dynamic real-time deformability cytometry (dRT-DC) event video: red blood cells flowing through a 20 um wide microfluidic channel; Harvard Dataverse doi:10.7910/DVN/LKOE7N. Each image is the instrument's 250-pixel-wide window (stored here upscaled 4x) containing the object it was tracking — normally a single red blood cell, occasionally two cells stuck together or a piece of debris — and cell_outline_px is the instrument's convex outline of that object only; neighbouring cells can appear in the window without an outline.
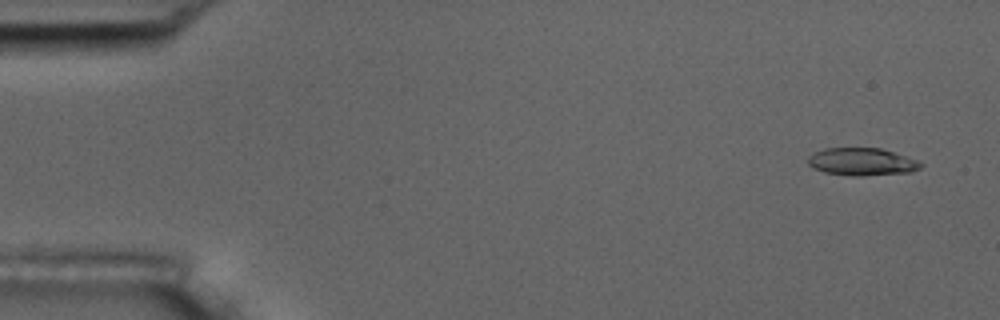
{"species": "common noctule bat (a hibernating species)", "species_latin": "Nyctalus noctula", "temperature_condition": "room temperature", "stored_images_in_passage": 55, "camera_frame_rate_fps": 3000, "um_per_image_px": 0.085, "animal": {"sex": "male", "body_mass_g": 17.5, "forearm_length_mm": 52.3}, "frame": {"image": 1, "passage_image": 3, "time_ms": 0.667, "image_size_px": [1000, 320], "cell_outline_px": [[924, 164], [920, 168], [912, 172], [864, 176], [848, 176], [824, 172], [812, 168], [808, 164], [808, 156], [824, 148], [880, 148], [916, 160]], "centroid_in_image_um": [73.24, 13.76], "position_along_channel_um": 11.8, "area_um2": 18.15}}
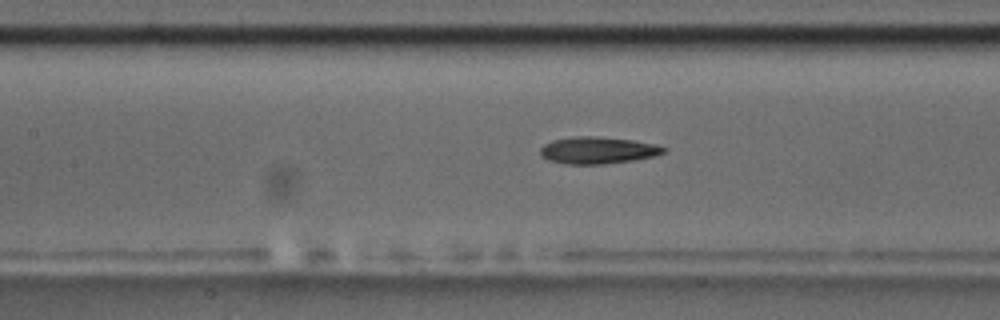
{"frame": {"image": 2, "passage_image": 25, "time_ms": 8.0, "image_size_px": [1000, 320], "cell_outline_px": [[668, 148], [664, 152], [656, 156], [632, 160], [604, 164], [564, 164], [548, 160], [540, 156], [540, 148], [544, 144], [552, 140], [576, 136], [592, 136], [632, 140], [656, 144]], "centroid_in_image_um": [50.79, 12.78], "position_along_channel_um": 156.6, "area_um2": 19.42}}
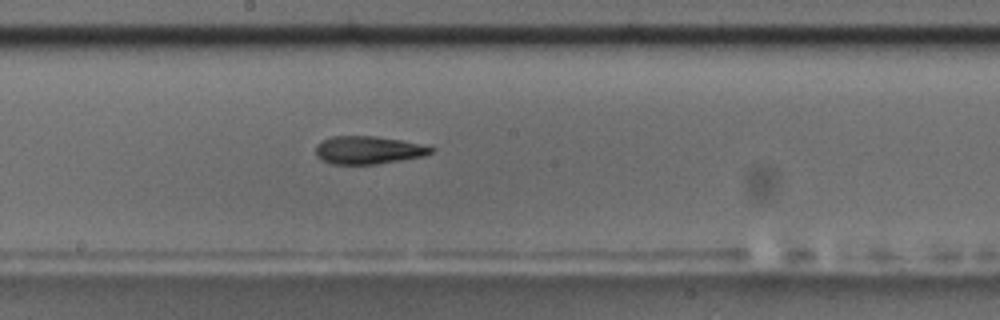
{"frame": {"image": 3, "passage_image": 30, "time_ms": 9.667, "image_size_px": [1000, 320], "cell_outline_px": [[436, 148], [432, 152], [424, 156], [376, 164], [332, 164], [316, 156], [316, 144], [332, 136], [376, 136], [400, 140], [420, 144]], "centroid_in_image_um": [31.3, 12.75], "position_along_channel_um": 216.9, "area_um2": 18.61}, "authors_computed_cell_mechanics": {"area_um2": 18.8428, "velocity_mm_per_s": 3.6469, "shape_relaxation_time_tau1_ms": 7.5034, "shape_relaxation_time_tau2_ms": 6.2138, "deformation_change_tau1": 0.2095, "deformation_change_tau2": 0.1613}}